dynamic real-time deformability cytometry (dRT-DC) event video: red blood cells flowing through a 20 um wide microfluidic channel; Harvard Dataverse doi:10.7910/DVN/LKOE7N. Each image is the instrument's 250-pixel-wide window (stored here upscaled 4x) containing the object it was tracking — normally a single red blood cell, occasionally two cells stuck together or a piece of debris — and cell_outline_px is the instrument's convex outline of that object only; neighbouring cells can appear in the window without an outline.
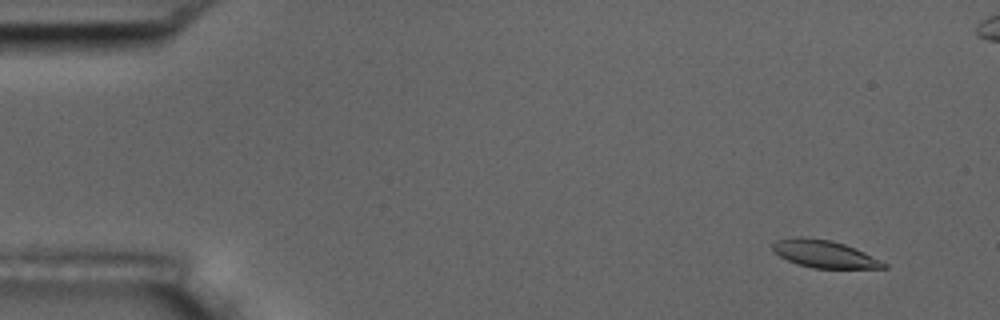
{"species": "common noctule bat (a hibernating species)", "species_latin": "Nyctalus noctula", "temperature_condition": "room temperature", "stored_images_in_passage": 7, "camera_frame_rate_fps": 3000, "um_per_image_px": 0.085, "animal": {"sex": "male", "body_mass_g": 17.5, "forearm_length_mm": 52.3}, "frame": {"image": 1, "passage_image": 1, "time_ms": 0.0, "image_size_px": [1000, 320], "cell_outline_px": [[888, 268], [812, 268], [796, 264], [772, 252], [772, 244], [776, 240], [792, 236], [804, 236], [832, 240], [844, 244], [864, 252], [888, 264]], "centroid_in_image_um": [70.01, 21.57], "position_along_channel_um": 15.0, "area_um2": 17.98}}